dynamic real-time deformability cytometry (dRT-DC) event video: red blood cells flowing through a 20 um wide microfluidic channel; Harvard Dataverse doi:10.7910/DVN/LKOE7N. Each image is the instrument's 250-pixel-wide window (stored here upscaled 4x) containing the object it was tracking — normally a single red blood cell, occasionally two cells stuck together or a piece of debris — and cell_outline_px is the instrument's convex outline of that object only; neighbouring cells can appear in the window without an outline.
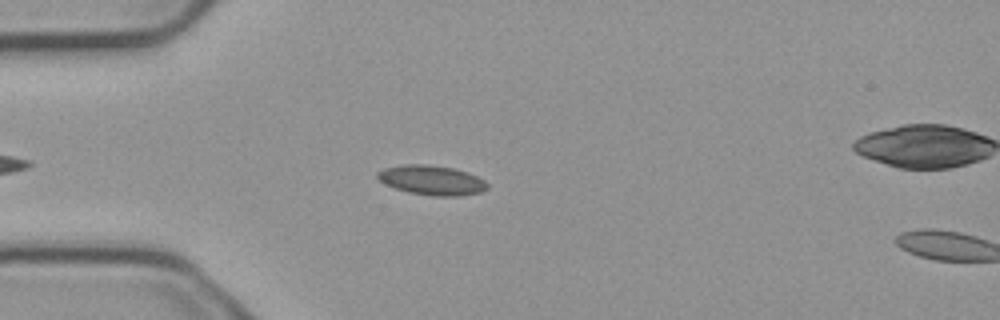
{"species": "common noctule bat (a hibernating species)", "species_latin": "Nyctalus noctula", "temperature_condition": "cold", "stored_images_in_passage": 4, "camera_frame_rate_fps": 3000, "um_per_image_px": 0.085, "animal": {"sex": "male", "body_mass_g": 23.1, "forearm_length_mm": 52.7}, "frame": {"image": 1, "passage_image": 3, "time_ms": 0.667, "image_size_px": [1000, 320], "cell_outline_px": [[488, 188], [480, 192], [460, 196], [432, 196], [408, 192], [384, 184], [376, 176], [376, 172], [384, 168], [404, 164], [428, 164], [452, 168], [476, 176], [484, 180], [488, 184]], "centroid_in_image_um": [36.67, 15.32], "position_along_channel_um": 48.3, "area_um2": 18.9}}